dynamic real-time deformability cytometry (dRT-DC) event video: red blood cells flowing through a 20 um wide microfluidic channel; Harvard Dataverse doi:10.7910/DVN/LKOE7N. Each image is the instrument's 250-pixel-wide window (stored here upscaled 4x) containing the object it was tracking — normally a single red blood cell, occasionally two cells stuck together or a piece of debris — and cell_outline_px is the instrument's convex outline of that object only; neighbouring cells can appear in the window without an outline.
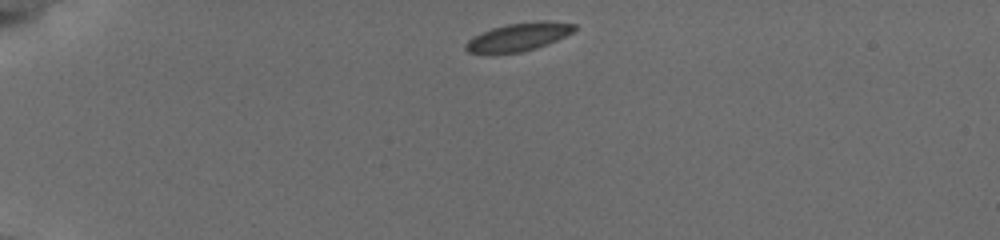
{"species": "common noctule bat (a hibernating species)", "species_latin": "Nyctalus noctula", "temperature_condition": "cold", "stored_images_in_passage": 42, "camera_frame_rate_fps": 3000, "um_per_image_px": 0.085, "animal": {"sex": "female", "body_mass_g": 19.5, "forearm_length_mm": 54.1}, "frame": {"image": 1, "passage_image": 1, "time_ms": 0.0, "image_size_px": [1000, 240], "cell_outline_px": [[576, 28], [572, 32], [548, 44], [536, 48], [520, 52], [468, 52], [464, 48], [464, 44], [472, 36], [492, 28], [508, 24], [536, 20], [548, 20], [576, 24]], "centroid_in_image_um": [44.09, 3.11], "position_along_channel_um": 40.9, "area_um2": 17.63}}
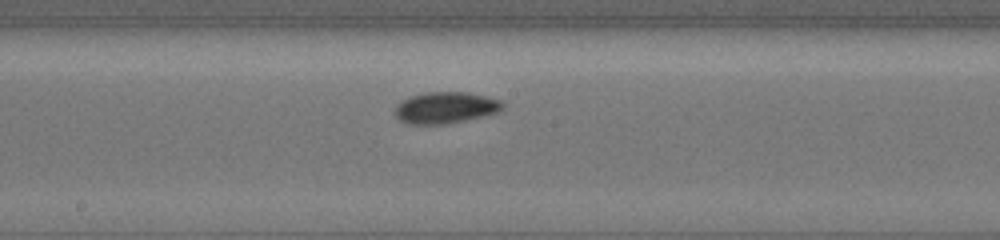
{"frame": {"image": 2, "passage_image": 19, "time_ms": 6.0, "image_size_px": [1000, 240], "cell_outline_px": [[504, 108], [500, 112], [464, 120], [440, 124], [408, 124], [400, 120], [392, 112], [396, 104], [400, 100], [424, 92], [468, 92], [488, 96], [500, 100], [504, 104]], "centroid_in_image_um": [37.85, 9.14], "position_along_channel_um": 210.4, "area_um2": 19.94}}
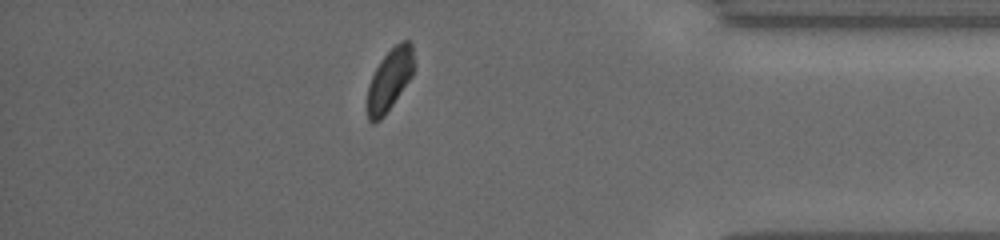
{"frame": {"image": 3, "passage_image": 36, "time_ms": 11.667, "image_size_px": [1000, 240], "cell_outline_px": [[412, 76], [384, 116], [380, 120], [372, 124], [368, 120], [368, 84], [380, 60], [396, 44], [404, 40], [408, 40], [412, 44]], "centroid_in_image_um": [33.09, 6.8], "position_along_channel_um": 402.1, "area_um2": 16.36}, "authors_computed_cell_mechanics": {"area_um2": 18.5249, "velocity_mm_per_s": 3.7765, "shape_relaxation_time_tau1_ms": 2.2453, "shape_relaxation_time_tau2_ms": 1.6288, "deformation_change_tau1": 0.0907, "deformation_change_tau2": 0.045}}